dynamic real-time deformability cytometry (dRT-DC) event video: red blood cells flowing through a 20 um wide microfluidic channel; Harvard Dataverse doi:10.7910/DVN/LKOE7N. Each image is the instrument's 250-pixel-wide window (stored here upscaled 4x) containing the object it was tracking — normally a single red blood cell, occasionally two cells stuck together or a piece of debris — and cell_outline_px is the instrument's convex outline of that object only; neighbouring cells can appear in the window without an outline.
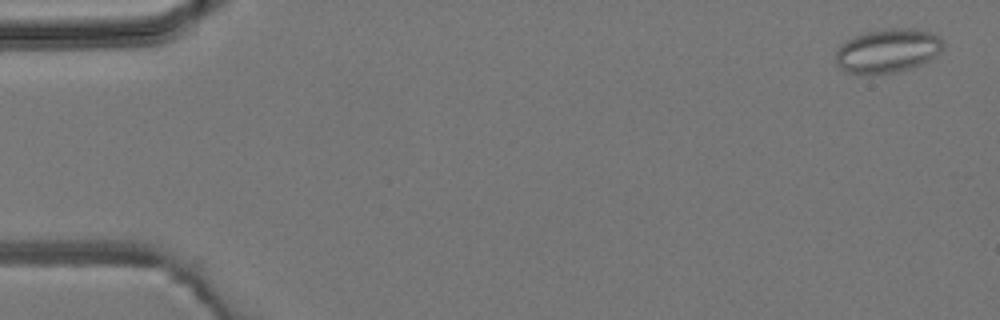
{"species": "common noctule bat (a hibernating species)", "species_latin": "Nyctalus noctula", "temperature_condition": "room temperature", "stored_images_in_passage": 4, "camera_frame_rate_fps": 3000, "um_per_image_px": 0.085, "animal": {"sex": "male", "body_mass_g": 19.2, "forearm_length_mm": 51.8}, "frame": {"image": 1, "passage_image": 1, "time_ms": 0.0, "image_size_px": [1000, 320], "cell_outline_px": [[944, 48], [936, 56], [920, 64], [908, 68], [892, 72], [844, 72], [836, 64], [836, 48], [840, 44], [852, 36], [864, 32], [888, 28], [916, 28], [932, 32], [940, 36], [944, 44]], "centroid_in_image_um": [75.46, 4.26], "position_along_channel_um": 9.5, "area_um2": 27.46}}